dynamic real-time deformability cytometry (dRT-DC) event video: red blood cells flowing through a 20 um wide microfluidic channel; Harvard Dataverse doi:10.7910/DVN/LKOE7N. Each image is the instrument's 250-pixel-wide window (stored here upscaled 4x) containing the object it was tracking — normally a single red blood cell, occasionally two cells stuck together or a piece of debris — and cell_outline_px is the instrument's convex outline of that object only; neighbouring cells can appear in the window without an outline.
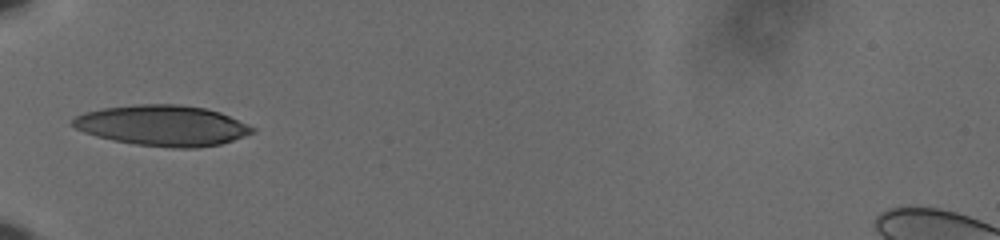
{"species": "human", "species_latin": "Homo sapiens", "temperature_condition": "cold", "stored_images_in_passage": 37, "camera_frame_rate_fps": 3000, "um_per_image_px": 0.085, "donor": {"sex": "male"}, "frame": {"image": 1, "passage_image": 1, "time_ms": 0.0, "image_size_px": [1000, 240], "cell_outline_px": [[256, 128], [252, 132], [244, 136], [220, 144], [196, 148], [172, 148], [136, 144], [112, 140], [96, 136], [84, 132], [76, 128], [72, 124], [72, 120], [76, 116], [84, 112], [100, 108], [136, 104], [180, 104], [204, 108], [220, 112]], "centroid_in_image_um": [13.79, 10.66], "position_along_channel_um": 71.2, "area_um2": 42.43}}
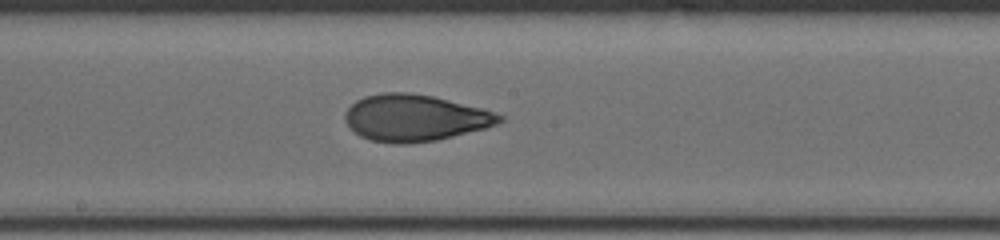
{"frame": {"image": 2, "passage_image": 13, "time_ms": 4.0, "image_size_px": [1000, 240], "cell_outline_px": [[504, 120], [496, 124], [484, 128], [436, 140], [408, 144], [396, 144], [372, 140], [360, 136], [344, 120], [344, 112], [356, 100], [364, 96], [384, 92], [408, 92], [432, 96], [480, 108], [504, 116]], "centroid_in_image_um": [35.22, 10.02], "position_along_channel_um": 213.0, "area_um2": 41.56}}
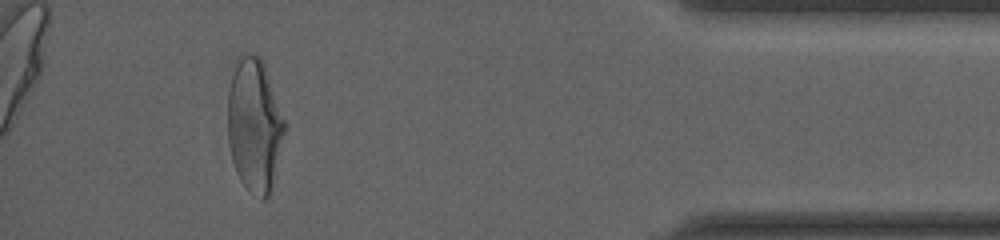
{"frame": {"image": 3, "passage_image": 33, "time_ms": 10.667, "image_size_px": [1000, 240], "cell_outline_px": [[288, 124], [272, 184], [268, 196], [264, 200], [260, 200], [240, 180], [236, 172], [232, 160], [228, 144], [228, 92], [236, 56], [240, 52], [260, 56], [264, 64]], "centroid_in_image_um": [21.64, 10.59], "position_along_channel_um": 413.6, "area_um2": 44.85}, "authors_computed_cell_mechanics": {"area_um2": 41.8472, "velocity_mm_per_s": 3.6302, "shape_relaxation_time_tau1_ms": 5.8106, "shape_relaxation_time_tau2_ms": 1.238, "deformation_change_tau1": 0.198, "deformation_change_tau2": 0.0719}}